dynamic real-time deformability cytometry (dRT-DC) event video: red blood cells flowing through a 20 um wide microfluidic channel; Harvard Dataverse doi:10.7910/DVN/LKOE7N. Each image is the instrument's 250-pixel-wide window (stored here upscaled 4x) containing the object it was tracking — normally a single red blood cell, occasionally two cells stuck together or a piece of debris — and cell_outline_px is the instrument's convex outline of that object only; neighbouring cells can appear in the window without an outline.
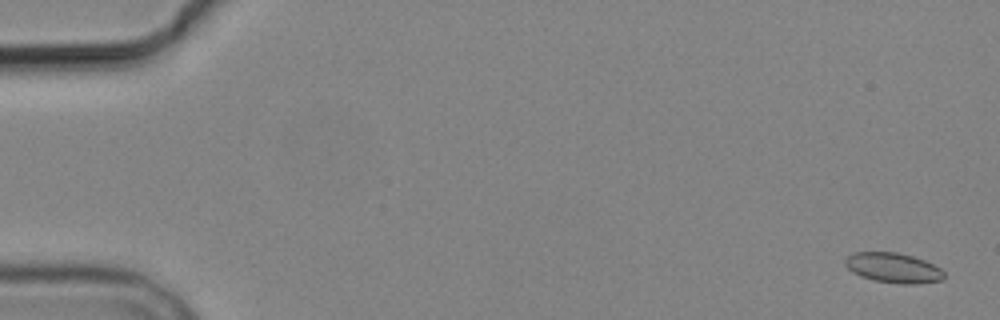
{"species": "common noctule bat (a hibernating species)", "species_latin": "Nyctalus noctula", "temperature_condition": "cold", "stored_images_in_passage": 6, "camera_frame_rate_fps": 3000, "um_per_image_px": 0.085, "animal": {"sex": "male", "body_mass_g": 19.2, "forearm_length_mm": 51.8}, "frame": {"image": 1, "passage_image": 1, "time_ms": 0.0, "image_size_px": [1000, 320], "cell_outline_px": [[944, 276], [940, 280], [912, 284], [900, 284], [872, 280], [860, 276], [852, 272], [844, 264], [844, 260], [852, 252], [896, 252], [912, 256], [924, 260], [940, 268], [944, 272]], "centroid_in_image_um": [75.88, 22.76], "position_along_channel_um": 9.1, "area_um2": 17.22}}